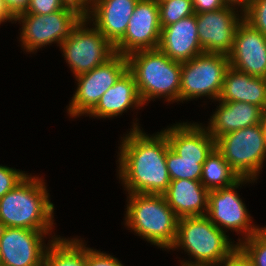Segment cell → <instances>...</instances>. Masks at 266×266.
<instances>
[{"instance_id":"obj_28","label":"cell","mask_w":266,"mask_h":266,"mask_svg":"<svg viewBox=\"0 0 266 266\" xmlns=\"http://www.w3.org/2000/svg\"><path fill=\"white\" fill-rule=\"evenodd\" d=\"M243 14L245 21L266 36V0H249Z\"/></svg>"},{"instance_id":"obj_30","label":"cell","mask_w":266,"mask_h":266,"mask_svg":"<svg viewBox=\"0 0 266 266\" xmlns=\"http://www.w3.org/2000/svg\"><path fill=\"white\" fill-rule=\"evenodd\" d=\"M67 7L68 5L63 0H30L24 13L43 15L54 13Z\"/></svg>"},{"instance_id":"obj_40","label":"cell","mask_w":266,"mask_h":266,"mask_svg":"<svg viewBox=\"0 0 266 266\" xmlns=\"http://www.w3.org/2000/svg\"><path fill=\"white\" fill-rule=\"evenodd\" d=\"M153 1L159 4L160 2L165 1V0H153Z\"/></svg>"},{"instance_id":"obj_32","label":"cell","mask_w":266,"mask_h":266,"mask_svg":"<svg viewBox=\"0 0 266 266\" xmlns=\"http://www.w3.org/2000/svg\"><path fill=\"white\" fill-rule=\"evenodd\" d=\"M195 13L220 10L227 6L224 0H192Z\"/></svg>"},{"instance_id":"obj_39","label":"cell","mask_w":266,"mask_h":266,"mask_svg":"<svg viewBox=\"0 0 266 266\" xmlns=\"http://www.w3.org/2000/svg\"><path fill=\"white\" fill-rule=\"evenodd\" d=\"M257 235L266 243V226H257Z\"/></svg>"},{"instance_id":"obj_27","label":"cell","mask_w":266,"mask_h":266,"mask_svg":"<svg viewBox=\"0 0 266 266\" xmlns=\"http://www.w3.org/2000/svg\"><path fill=\"white\" fill-rule=\"evenodd\" d=\"M238 249L252 266H266V243L257 234L239 242Z\"/></svg>"},{"instance_id":"obj_9","label":"cell","mask_w":266,"mask_h":266,"mask_svg":"<svg viewBox=\"0 0 266 266\" xmlns=\"http://www.w3.org/2000/svg\"><path fill=\"white\" fill-rule=\"evenodd\" d=\"M88 24L89 21L85 18L60 45L64 60L74 77L90 72L116 54L115 47L102 33L94 25L89 28Z\"/></svg>"},{"instance_id":"obj_29","label":"cell","mask_w":266,"mask_h":266,"mask_svg":"<svg viewBox=\"0 0 266 266\" xmlns=\"http://www.w3.org/2000/svg\"><path fill=\"white\" fill-rule=\"evenodd\" d=\"M24 172L13 167L0 165V199L28 175Z\"/></svg>"},{"instance_id":"obj_17","label":"cell","mask_w":266,"mask_h":266,"mask_svg":"<svg viewBox=\"0 0 266 266\" xmlns=\"http://www.w3.org/2000/svg\"><path fill=\"white\" fill-rule=\"evenodd\" d=\"M197 29L195 14L163 27L158 49L174 61L181 63L189 61L204 53Z\"/></svg>"},{"instance_id":"obj_5","label":"cell","mask_w":266,"mask_h":266,"mask_svg":"<svg viewBox=\"0 0 266 266\" xmlns=\"http://www.w3.org/2000/svg\"><path fill=\"white\" fill-rule=\"evenodd\" d=\"M179 248L191 256L190 261L181 260L180 266H218L238 244L203 215L178 220L177 237L170 250Z\"/></svg>"},{"instance_id":"obj_35","label":"cell","mask_w":266,"mask_h":266,"mask_svg":"<svg viewBox=\"0 0 266 266\" xmlns=\"http://www.w3.org/2000/svg\"><path fill=\"white\" fill-rule=\"evenodd\" d=\"M66 5L72 6L80 11H82L85 15L92 9L94 0H63Z\"/></svg>"},{"instance_id":"obj_14","label":"cell","mask_w":266,"mask_h":266,"mask_svg":"<svg viewBox=\"0 0 266 266\" xmlns=\"http://www.w3.org/2000/svg\"><path fill=\"white\" fill-rule=\"evenodd\" d=\"M161 25L158 3L139 0L128 22L124 37L114 46L117 54L129 55L138 50L157 49Z\"/></svg>"},{"instance_id":"obj_23","label":"cell","mask_w":266,"mask_h":266,"mask_svg":"<svg viewBox=\"0 0 266 266\" xmlns=\"http://www.w3.org/2000/svg\"><path fill=\"white\" fill-rule=\"evenodd\" d=\"M81 239H54L46 250L43 266H86L87 244Z\"/></svg>"},{"instance_id":"obj_24","label":"cell","mask_w":266,"mask_h":266,"mask_svg":"<svg viewBox=\"0 0 266 266\" xmlns=\"http://www.w3.org/2000/svg\"><path fill=\"white\" fill-rule=\"evenodd\" d=\"M238 179V175L230 168L222 154L214 148L202 165V185L211 191L230 186Z\"/></svg>"},{"instance_id":"obj_34","label":"cell","mask_w":266,"mask_h":266,"mask_svg":"<svg viewBox=\"0 0 266 266\" xmlns=\"http://www.w3.org/2000/svg\"><path fill=\"white\" fill-rule=\"evenodd\" d=\"M218 266H252V263L237 248L227 259Z\"/></svg>"},{"instance_id":"obj_8","label":"cell","mask_w":266,"mask_h":266,"mask_svg":"<svg viewBox=\"0 0 266 266\" xmlns=\"http://www.w3.org/2000/svg\"><path fill=\"white\" fill-rule=\"evenodd\" d=\"M229 67L227 55L213 53H202L181 63L179 102L199 97L217 101Z\"/></svg>"},{"instance_id":"obj_31","label":"cell","mask_w":266,"mask_h":266,"mask_svg":"<svg viewBox=\"0 0 266 266\" xmlns=\"http://www.w3.org/2000/svg\"><path fill=\"white\" fill-rule=\"evenodd\" d=\"M86 266H124L121 261L106 252L86 247Z\"/></svg>"},{"instance_id":"obj_16","label":"cell","mask_w":266,"mask_h":266,"mask_svg":"<svg viewBox=\"0 0 266 266\" xmlns=\"http://www.w3.org/2000/svg\"><path fill=\"white\" fill-rule=\"evenodd\" d=\"M138 1L94 0L92 9L86 14V18L115 46L124 37Z\"/></svg>"},{"instance_id":"obj_3","label":"cell","mask_w":266,"mask_h":266,"mask_svg":"<svg viewBox=\"0 0 266 266\" xmlns=\"http://www.w3.org/2000/svg\"><path fill=\"white\" fill-rule=\"evenodd\" d=\"M125 227L151 245L170 251L177 237L179 218L163 194L128 193Z\"/></svg>"},{"instance_id":"obj_25","label":"cell","mask_w":266,"mask_h":266,"mask_svg":"<svg viewBox=\"0 0 266 266\" xmlns=\"http://www.w3.org/2000/svg\"><path fill=\"white\" fill-rule=\"evenodd\" d=\"M206 159L182 158L170 147L167 150L166 163L171 180H200L202 165Z\"/></svg>"},{"instance_id":"obj_22","label":"cell","mask_w":266,"mask_h":266,"mask_svg":"<svg viewBox=\"0 0 266 266\" xmlns=\"http://www.w3.org/2000/svg\"><path fill=\"white\" fill-rule=\"evenodd\" d=\"M218 100L246 102L266 111V78L254 77L229 67Z\"/></svg>"},{"instance_id":"obj_11","label":"cell","mask_w":266,"mask_h":266,"mask_svg":"<svg viewBox=\"0 0 266 266\" xmlns=\"http://www.w3.org/2000/svg\"><path fill=\"white\" fill-rule=\"evenodd\" d=\"M127 69V57L116 53L106 63L95 67L90 72L76 76L77 89L67 106L70 118L88 114L99 102L101 96Z\"/></svg>"},{"instance_id":"obj_13","label":"cell","mask_w":266,"mask_h":266,"mask_svg":"<svg viewBox=\"0 0 266 266\" xmlns=\"http://www.w3.org/2000/svg\"><path fill=\"white\" fill-rule=\"evenodd\" d=\"M237 9V10H236ZM240 12V15H239ZM198 39L204 53L229 55L243 11L233 5L220 10L195 13Z\"/></svg>"},{"instance_id":"obj_38","label":"cell","mask_w":266,"mask_h":266,"mask_svg":"<svg viewBox=\"0 0 266 266\" xmlns=\"http://www.w3.org/2000/svg\"><path fill=\"white\" fill-rule=\"evenodd\" d=\"M260 124L263 130L265 149H266V111L262 113Z\"/></svg>"},{"instance_id":"obj_26","label":"cell","mask_w":266,"mask_h":266,"mask_svg":"<svg viewBox=\"0 0 266 266\" xmlns=\"http://www.w3.org/2000/svg\"><path fill=\"white\" fill-rule=\"evenodd\" d=\"M158 7L161 29L195 14L192 0H165Z\"/></svg>"},{"instance_id":"obj_36","label":"cell","mask_w":266,"mask_h":266,"mask_svg":"<svg viewBox=\"0 0 266 266\" xmlns=\"http://www.w3.org/2000/svg\"><path fill=\"white\" fill-rule=\"evenodd\" d=\"M224 1L227 5H233L238 8L240 7L242 11L246 8L249 2V0H224Z\"/></svg>"},{"instance_id":"obj_10","label":"cell","mask_w":266,"mask_h":266,"mask_svg":"<svg viewBox=\"0 0 266 266\" xmlns=\"http://www.w3.org/2000/svg\"><path fill=\"white\" fill-rule=\"evenodd\" d=\"M256 182L249 178H239L232 185L209 191L206 216L225 233L228 230L241 234L238 242L257 234V225L253 223L245 203L236 189L243 184ZM253 223V224H252ZM227 230V231H226Z\"/></svg>"},{"instance_id":"obj_37","label":"cell","mask_w":266,"mask_h":266,"mask_svg":"<svg viewBox=\"0 0 266 266\" xmlns=\"http://www.w3.org/2000/svg\"><path fill=\"white\" fill-rule=\"evenodd\" d=\"M11 22L13 19L9 16L7 11L5 10L4 6L2 5V2L0 0V25L4 22Z\"/></svg>"},{"instance_id":"obj_12","label":"cell","mask_w":266,"mask_h":266,"mask_svg":"<svg viewBox=\"0 0 266 266\" xmlns=\"http://www.w3.org/2000/svg\"><path fill=\"white\" fill-rule=\"evenodd\" d=\"M51 232L0 227L2 266H43L47 248L54 239L58 238V235L54 234L45 244L44 238L52 235Z\"/></svg>"},{"instance_id":"obj_19","label":"cell","mask_w":266,"mask_h":266,"mask_svg":"<svg viewBox=\"0 0 266 266\" xmlns=\"http://www.w3.org/2000/svg\"><path fill=\"white\" fill-rule=\"evenodd\" d=\"M133 74L127 69L100 98L96 106L87 114L92 118H114L130 108L143 106ZM140 107V108H139ZM128 109V110H127Z\"/></svg>"},{"instance_id":"obj_21","label":"cell","mask_w":266,"mask_h":266,"mask_svg":"<svg viewBox=\"0 0 266 266\" xmlns=\"http://www.w3.org/2000/svg\"><path fill=\"white\" fill-rule=\"evenodd\" d=\"M208 194L200 180L177 179L171 180L163 196L180 219L206 215Z\"/></svg>"},{"instance_id":"obj_18","label":"cell","mask_w":266,"mask_h":266,"mask_svg":"<svg viewBox=\"0 0 266 266\" xmlns=\"http://www.w3.org/2000/svg\"><path fill=\"white\" fill-rule=\"evenodd\" d=\"M161 131L170 148L182 158L206 159L215 148V139L202 123L181 122Z\"/></svg>"},{"instance_id":"obj_6","label":"cell","mask_w":266,"mask_h":266,"mask_svg":"<svg viewBox=\"0 0 266 266\" xmlns=\"http://www.w3.org/2000/svg\"><path fill=\"white\" fill-rule=\"evenodd\" d=\"M85 18L82 11L68 6L50 14L22 13L11 23L18 21L22 25L19 28L21 46L26 52L35 53L41 47L53 43L60 47Z\"/></svg>"},{"instance_id":"obj_20","label":"cell","mask_w":266,"mask_h":266,"mask_svg":"<svg viewBox=\"0 0 266 266\" xmlns=\"http://www.w3.org/2000/svg\"><path fill=\"white\" fill-rule=\"evenodd\" d=\"M219 106L213 115L210 116L208 126L209 134L216 140L222 135L237 131L252 125L260 124L264 110L256 105L246 102H223L219 101Z\"/></svg>"},{"instance_id":"obj_7","label":"cell","mask_w":266,"mask_h":266,"mask_svg":"<svg viewBox=\"0 0 266 266\" xmlns=\"http://www.w3.org/2000/svg\"><path fill=\"white\" fill-rule=\"evenodd\" d=\"M222 154L239 178L257 180L266 161V149L261 124L241 128L215 140ZM261 170V171H260Z\"/></svg>"},{"instance_id":"obj_41","label":"cell","mask_w":266,"mask_h":266,"mask_svg":"<svg viewBox=\"0 0 266 266\" xmlns=\"http://www.w3.org/2000/svg\"><path fill=\"white\" fill-rule=\"evenodd\" d=\"M0 266H2L1 254H0Z\"/></svg>"},{"instance_id":"obj_33","label":"cell","mask_w":266,"mask_h":266,"mask_svg":"<svg viewBox=\"0 0 266 266\" xmlns=\"http://www.w3.org/2000/svg\"><path fill=\"white\" fill-rule=\"evenodd\" d=\"M1 2L9 16L14 19L26 11L30 0H1Z\"/></svg>"},{"instance_id":"obj_1","label":"cell","mask_w":266,"mask_h":266,"mask_svg":"<svg viewBox=\"0 0 266 266\" xmlns=\"http://www.w3.org/2000/svg\"><path fill=\"white\" fill-rule=\"evenodd\" d=\"M137 121L121 138L118 177L128 193L163 194L171 182L166 163L169 142L162 131L146 134Z\"/></svg>"},{"instance_id":"obj_4","label":"cell","mask_w":266,"mask_h":266,"mask_svg":"<svg viewBox=\"0 0 266 266\" xmlns=\"http://www.w3.org/2000/svg\"><path fill=\"white\" fill-rule=\"evenodd\" d=\"M126 57L144 105L156 98L179 101L181 62L170 59L158 48L138 50Z\"/></svg>"},{"instance_id":"obj_2","label":"cell","mask_w":266,"mask_h":266,"mask_svg":"<svg viewBox=\"0 0 266 266\" xmlns=\"http://www.w3.org/2000/svg\"><path fill=\"white\" fill-rule=\"evenodd\" d=\"M44 181L28 174L0 199V227L53 230L55 207Z\"/></svg>"},{"instance_id":"obj_15","label":"cell","mask_w":266,"mask_h":266,"mask_svg":"<svg viewBox=\"0 0 266 266\" xmlns=\"http://www.w3.org/2000/svg\"><path fill=\"white\" fill-rule=\"evenodd\" d=\"M228 58L230 67L266 78V36L243 19L237 27Z\"/></svg>"}]
</instances>
